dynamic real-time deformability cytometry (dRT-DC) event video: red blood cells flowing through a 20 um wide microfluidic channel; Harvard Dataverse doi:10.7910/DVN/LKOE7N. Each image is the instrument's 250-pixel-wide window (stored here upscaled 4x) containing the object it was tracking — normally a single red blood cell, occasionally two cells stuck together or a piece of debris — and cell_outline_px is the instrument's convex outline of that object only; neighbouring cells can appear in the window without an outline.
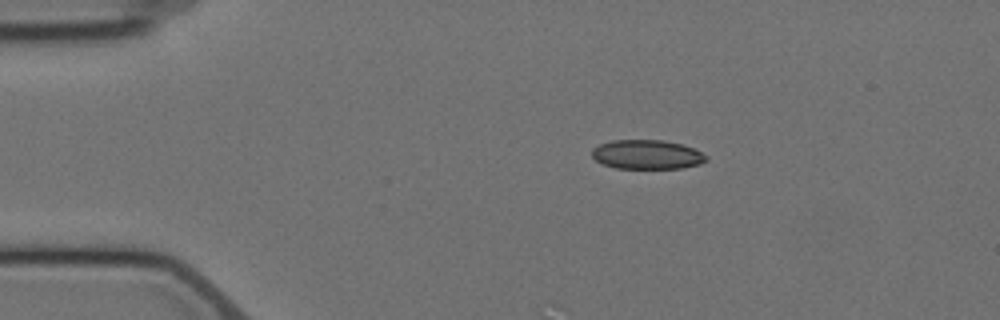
{"species": "Egyptian fruit bat (a non-hibernating species)", "species_latin": "Rousettus aegyptiacus", "temperature_condition": "cold", "stored_images_in_passage": 4, "camera_frame_rate_fps": 3000, "um_per_image_px": 0.085, "animal": {"sex": "female"}, "frame": {"image": 1, "passage_image": 2, "time_ms": 3.333, "image_size_px": [1000, 320], "cell_outline_px": [[708, 160], [700, 164], [684, 168], [616, 168], [604, 164], [596, 160], [592, 156], [592, 148], [600, 144], [612, 140], [664, 140], [680, 144], [692, 148], [708, 156]], "centroid_in_image_um": [55.0, 13.13], "position_along_channel_um": 30.0, "area_um2": 19.42}}